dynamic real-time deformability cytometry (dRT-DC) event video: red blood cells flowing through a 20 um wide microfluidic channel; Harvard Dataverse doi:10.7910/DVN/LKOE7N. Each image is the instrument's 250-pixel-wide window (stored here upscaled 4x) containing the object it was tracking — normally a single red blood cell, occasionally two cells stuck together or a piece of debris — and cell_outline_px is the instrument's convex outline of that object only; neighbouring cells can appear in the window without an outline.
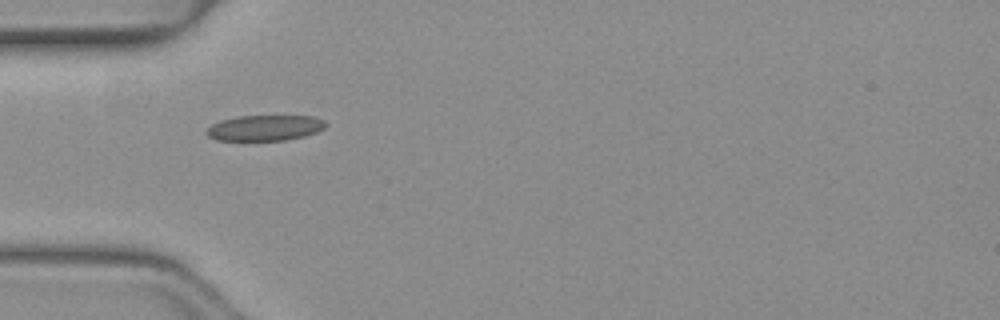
{"species": "common noctule bat (a hibernating species)", "species_latin": "Nyctalus noctula", "temperature_condition": "warm", "stored_images_in_passage": 36, "camera_frame_rate_fps": 3000, "um_per_image_px": 0.085, "animal": {"sex": "female", "body_mass_g": 19.3, "forearm_length_mm": 54.1}, "frame": {"image": 1, "passage_image": 1, "time_ms": 0.0, "image_size_px": [1000, 320], "cell_outline_px": [[328, 124], [324, 128], [316, 132], [304, 136], [284, 140], [216, 140], [208, 136], [204, 132], [212, 124], [220, 120], [240, 116], [312, 116], [324, 120]], "centroid_in_image_um": [22.51, 10.87], "position_along_channel_um": 62.5, "area_um2": 17.74}}
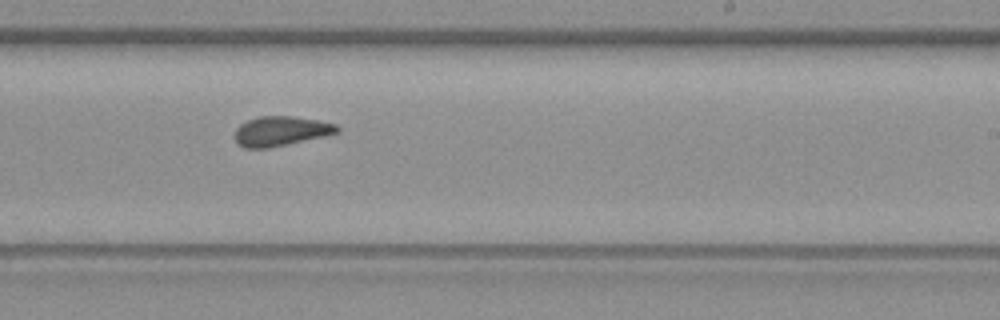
{"frame": {"image": 2, "passage_image": 16, "time_ms": 5.0, "image_size_px": [1000, 320], "cell_outline_px": [[340, 132], [324, 136], [268, 148], [244, 148], [236, 140], [236, 128], [240, 124], [248, 120], [260, 116], [292, 116], [320, 120], [336, 124], [340, 128]], "centroid_in_image_um": [23.91, 11.13], "position_along_channel_um": 265.1, "area_um2": 17.57}}
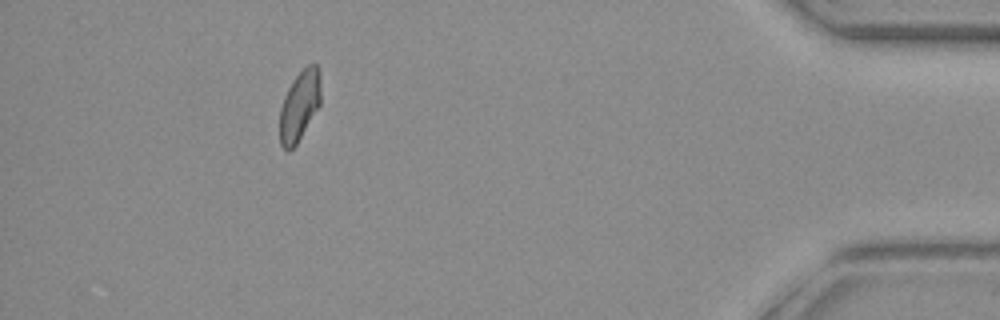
{"frame": {"image": 3, "passage_image": 31, "time_ms": 10.0, "image_size_px": [1000, 320], "cell_outline_px": [[320, 104], [296, 144], [288, 152], [280, 144], [280, 108], [284, 96], [292, 80], [308, 64], [316, 64], [320, 72]], "centroid_in_image_um": [25.45, 8.97], "position_along_channel_um": 409.7, "area_um2": 16.59}, "authors_computed_cell_mechanics": {"area_um2": 17.5712, "velocity_mm_per_s": 4.0848, "shape_relaxation_time_tau1_ms": 7.1218, "shape_relaxation_time_tau2_ms": 1.8137, "deformation_change_tau1": 0.1188, "deformation_change_tau2": 0.0847}}